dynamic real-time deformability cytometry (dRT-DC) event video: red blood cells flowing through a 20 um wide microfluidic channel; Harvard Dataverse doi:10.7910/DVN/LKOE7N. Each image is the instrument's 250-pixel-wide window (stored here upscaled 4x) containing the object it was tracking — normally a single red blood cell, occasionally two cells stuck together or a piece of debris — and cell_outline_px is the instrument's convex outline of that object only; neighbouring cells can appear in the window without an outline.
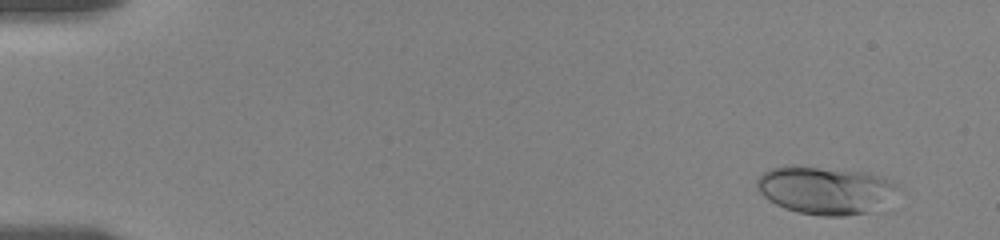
{"species": "human", "species_latin": "Homo sapiens", "temperature_condition": "room temperature", "stored_images_in_passage": 54, "camera_frame_rate_fps": 3000, "um_per_image_px": 0.085, "donor": {"sex": "female"}, "frame": {"image": 1, "passage_image": 3, "time_ms": 1.0, "image_size_px": [1000, 240], "cell_outline_px": [[896, 188], [868, 212], [844, 216], [820, 216], [800, 212], [784, 208], [768, 200], [756, 188], [756, 180], [764, 172], [772, 168], [788, 164], [796, 164], [864, 172], [884, 176], [896, 184]], "centroid_in_image_um": [70.01, 16.12], "position_along_channel_um": 15.0, "area_um2": 38.67}}
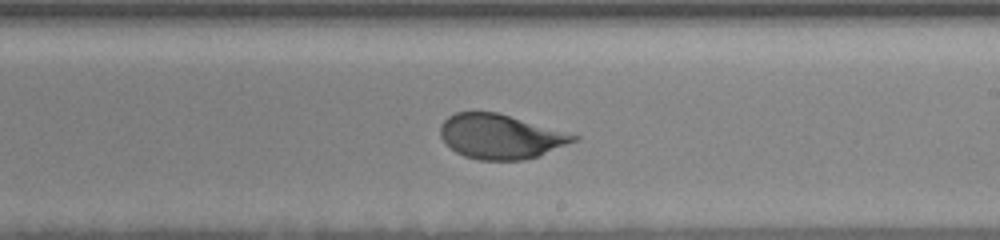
{"frame": {"image": 2, "passage_image": 27, "time_ms": 11.0, "image_size_px": [1000, 240], "cell_outline_px": [[580, 136], [576, 140], [540, 156], [524, 160], [480, 160], [464, 156], [456, 152], [440, 136], [440, 124], [448, 116], [456, 112], [496, 112]], "centroid_in_image_um": [42.52, 11.61], "position_along_channel_um": 246.5, "area_um2": 34.28}}
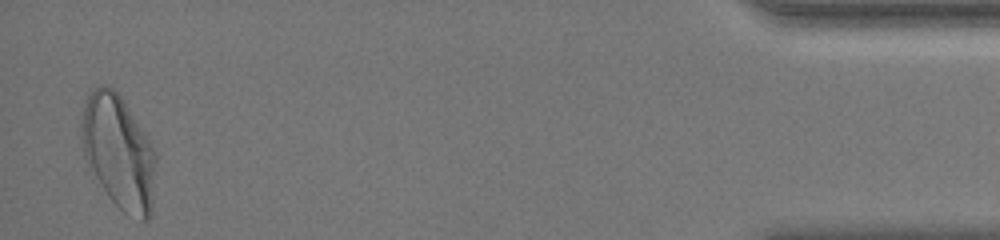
{"frame": {"image": 3, "passage_image": 52, "time_ms": 18.0, "image_size_px": [1000, 240], "cell_outline_px": [[156, 164], [152, 212], [148, 220], [140, 220], [124, 212], [108, 196], [88, 164], [84, 156], [80, 140], [80, 124], [84, 104], [88, 92], [92, 88], [104, 84], [112, 88], [124, 100], [156, 148]], "centroid_in_image_um": [10.09, 12.89], "position_along_channel_um": 425.1, "area_um2": 49.88}, "authors_computed_cell_mechanics": {"area_um2": 35.6915, "velocity_mm_per_s": 3.5988, "shape_relaxation_time_tau1_ms": 4.0492, "shape_relaxation_time_tau2_ms": null, "deformation_change_tau1": 0.1615, "deformation_change_tau2": null}}